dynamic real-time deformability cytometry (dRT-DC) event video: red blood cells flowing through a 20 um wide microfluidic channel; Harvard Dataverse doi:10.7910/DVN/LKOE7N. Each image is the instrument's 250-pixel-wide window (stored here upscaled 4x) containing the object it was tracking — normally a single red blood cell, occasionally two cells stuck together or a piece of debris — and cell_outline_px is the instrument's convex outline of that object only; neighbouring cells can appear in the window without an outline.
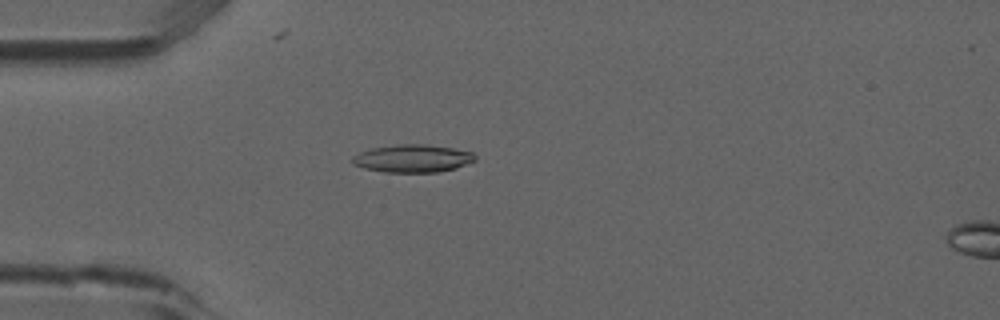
{"species": "common noctule bat (a hibernating species)", "species_latin": "Nyctalus noctula", "temperature_condition": "room temperature", "stored_images_in_passage": 3, "camera_frame_rate_fps": 3000, "um_per_image_px": 0.085, "animal": {"sex": "male", "forearm_length_mm": 52.5}, "frame": {"image": 1, "passage_image": 2, "time_ms": 0.333, "image_size_px": [1000, 320], "cell_outline_px": [[476, 160], [456, 168], [440, 172], [384, 172], [364, 168], [352, 164], [352, 156], [360, 152], [372, 148], [396, 144], [428, 144], [452, 148], [472, 152], [476, 156]], "centroid_in_image_um": [35.07, 13.46], "position_along_channel_um": 49.9, "area_um2": 19.94}}